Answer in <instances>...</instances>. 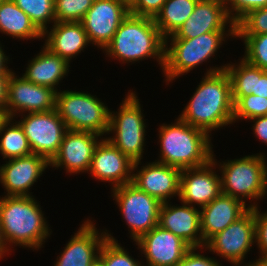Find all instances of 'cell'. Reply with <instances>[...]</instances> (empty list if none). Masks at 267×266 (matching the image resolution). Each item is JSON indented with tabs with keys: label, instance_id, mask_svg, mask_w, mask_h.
Here are the masks:
<instances>
[{
	"label": "cell",
	"instance_id": "1",
	"mask_svg": "<svg viewBox=\"0 0 267 266\" xmlns=\"http://www.w3.org/2000/svg\"><path fill=\"white\" fill-rule=\"evenodd\" d=\"M226 66L215 65L206 70L188 104L178 116L180 120L210 136L212 131L234 124L231 80L225 71Z\"/></svg>",
	"mask_w": 267,
	"mask_h": 266
},
{
	"label": "cell",
	"instance_id": "2",
	"mask_svg": "<svg viewBox=\"0 0 267 266\" xmlns=\"http://www.w3.org/2000/svg\"><path fill=\"white\" fill-rule=\"evenodd\" d=\"M40 206L34 196L0 197V224L9 250L17 245L39 250L50 237L52 230Z\"/></svg>",
	"mask_w": 267,
	"mask_h": 266
},
{
	"label": "cell",
	"instance_id": "3",
	"mask_svg": "<svg viewBox=\"0 0 267 266\" xmlns=\"http://www.w3.org/2000/svg\"><path fill=\"white\" fill-rule=\"evenodd\" d=\"M106 57L122 62L138 63L147 58L156 59L163 71L165 38L155 25L154 18L130 14L122 21L111 42L104 48Z\"/></svg>",
	"mask_w": 267,
	"mask_h": 266
},
{
	"label": "cell",
	"instance_id": "4",
	"mask_svg": "<svg viewBox=\"0 0 267 266\" xmlns=\"http://www.w3.org/2000/svg\"><path fill=\"white\" fill-rule=\"evenodd\" d=\"M159 126L160 154L155 161L184 170L204 166L212 160L213 145L207 132L179 118Z\"/></svg>",
	"mask_w": 267,
	"mask_h": 266
},
{
	"label": "cell",
	"instance_id": "5",
	"mask_svg": "<svg viewBox=\"0 0 267 266\" xmlns=\"http://www.w3.org/2000/svg\"><path fill=\"white\" fill-rule=\"evenodd\" d=\"M266 159V155L260 152L257 155H245L242 158L225 160L218 164L213 151L212 161L219 166L221 173L222 194L240 200L249 208L258 207L257 201L267 196ZM248 199L253 203L246 204Z\"/></svg>",
	"mask_w": 267,
	"mask_h": 266
},
{
	"label": "cell",
	"instance_id": "6",
	"mask_svg": "<svg viewBox=\"0 0 267 266\" xmlns=\"http://www.w3.org/2000/svg\"><path fill=\"white\" fill-rule=\"evenodd\" d=\"M235 38V31L204 33L193 39H165L163 75L166 85L214 58L226 38ZM170 45H168L169 43ZM170 46V47H169Z\"/></svg>",
	"mask_w": 267,
	"mask_h": 266
},
{
	"label": "cell",
	"instance_id": "7",
	"mask_svg": "<svg viewBox=\"0 0 267 266\" xmlns=\"http://www.w3.org/2000/svg\"><path fill=\"white\" fill-rule=\"evenodd\" d=\"M124 98L118 112L110 110L107 134L112 133L113 137L106 138L132 162L136 163L143 159L147 124L137 93L130 90Z\"/></svg>",
	"mask_w": 267,
	"mask_h": 266
},
{
	"label": "cell",
	"instance_id": "8",
	"mask_svg": "<svg viewBox=\"0 0 267 266\" xmlns=\"http://www.w3.org/2000/svg\"><path fill=\"white\" fill-rule=\"evenodd\" d=\"M56 110L69 130L88 131L100 136L108 133L110 109L96 95L60 90L56 94Z\"/></svg>",
	"mask_w": 267,
	"mask_h": 266
},
{
	"label": "cell",
	"instance_id": "9",
	"mask_svg": "<svg viewBox=\"0 0 267 266\" xmlns=\"http://www.w3.org/2000/svg\"><path fill=\"white\" fill-rule=\"evenodd\" d=\"M119 211L130 228L133 242L158 225L159 209L162 203L156 198L139 190L134 184H124L111 189Z\"/></svg>",
	"mask_w": 267,
	"mask_h": 266
},
{
	"label": "cell",
	"instance_id": "10",
	"mask_svg": "<svg viewBox=\"0 0 267 266\" xmlns=\"http://www.w3.org/2000/svg\"><path fill=\"white\" fill-rule=\"evenodd\" d=\"M255 232V208H250L238 220L211 237L202 249L226 259L233 266H247L244 259L256 243Z\"/></svg>",
	"mask_w": 267,
	"mask_h": 266
},
{
	"label": "cell",
	"instance_id": "11",
	"mask_svg": "<svg viewBox=\"0 0 267 266\" xmlns=\"http://www.w3.org/2000/svg\"><path fill=\"white\" fill-rule=\"evenodd\" d=\"M19 117L21 119L18 123L24 130L33 154L50 162L57 154L68 130L57 110L25 113Z\"/></svg>",
	"mask_w": 267,
	"mask_h": 266
},
{
	"label": "cell",
	"instance_id": "12",
	"mask_svg": "<svg viewBox=\"0 0 267 266\" xmlns=\"http://www.w3.org/2000/svg\"><path fill=\"white\" fill-rule=\"evenodd\" d=\"M56 94L53 88L34 84L13 70L7 82L5 116L17 118L18 114L56 109Z\"/></svg>",
	"mask_w": 267,
	"mask_h": 266
},
{
	"label": "cell",
	"instance_id": "13",
	"mask_svg": "<svg viewBox=\"0 0 267 266\" xmlns=\"http://www.w3.org/2000/svg\"><path fill=\"white\" fill-rule=\"evenodd\" d=\"M129 13V6L123 1L94 0L81 20L89 42L104 50Z\"/></svg>",
	"mask_w": 267,
	"mask_h": 266
},
{
	"label": "cell",
	"instance_id": "14",
	"mask_svg": "<svg viewBox=\"0 0 267 266\" xmlns=\"http://www.w3.org/2000/svg\"><path fill=\"white\" fill-rule=\"evenodd\" d=\"M103 139L88 131L67 130L57 154L50 161V168H64L66 173H88L94 151Z\"/></svg>",
	"mask_w": 267,
	"mask_h": 266
},
{
	"label": "cell",
	"instance_id": "15",
	"mask_svg": "<svg viewBox=\"0 0 267 266\" xmlns=\"http://www.w3.org/2000/svg\"><path fill=\"white\" fill-rule=\"evenodd\" d=\"M141 163L139 161L133 165L132 184L160 203L169 202L174 196L179 199L182 170L157 161L149 162L139 169Z\"/></svg>",
	"mask_w": 267,
	"mask_h": 266
},
{
	"label": "cell",
	"instance_id": "16",
	"mask_svg": "<svg viewBox=\"0 0 267 266\" xmlns=\"http://www.w3.org/2000/svg\"><path fill=\"white\" fill-rule=\"evenodd\" d=\"M135 244L146 258L144 266H176L191 248L180 237L159 225L141 236Z\"/></svg>",
	"mask_w": 267,
	"mask_h": 266
},
{
	"label": "cell",
	"instance_id": "17",
	"mask_svg": "<svg viewBox=\"0 0 267 266\" xmlns=\"http://www.w3.org/2000/svg\"><path fill=\"white\" fill-rule=\"evenodd\" d=\"M216 31H235V23L228 16L224 1L198 0L190 17L166 39H193Z\"/></svg>",
	"mask_w": 267,
	"mask_h": 266
},
{
	"label": "cell",
	"instance_id": "18",
	"mask_svg": "<svg viewBox=\"0 0 267 266\" xmlns=\"http://www.w3.org/2000/svg\"><path fill=\"white\" fill-rule=\"evenodd\" d=\"M0 166V184L5 196H33L29 190L43 176L50 162L37 154L13 158Z\"/></svg>",
	"mask_w": 267,
	"mask_h": 266
},
{
	"label": "cell",
	"instance_id": "19",
	"mask_svg": "<svg viewBox=\"0 0 267 266\" xmlns=\"http://www.w3.org/2000/svg\"><path fill=\"white\" fill-rule=\"evenodd\" d=\"M212 160L201 167L184 169L181 172L179 200L197 208L210 203L221 191V177Z\"/></svg>",
	"mask_w": 267,
	"mask_h": 266
},
{
	"label": "cell",
	"instance_id": "20",
	"mask_svg": "<svg viewBox=\"0 0 267 266\" xmlns=\"http://www.w3.org/2000/svg\"><path fill=\"white\" fill-rule=\"evenodd\" d=\"M132 162L106 137L97 145L88 171L93 178L110 182L111 189L132 182Z\"/></svg>",
	"mask_w": 267,
	"mask_h": 266
},
{
	"label": "cell",
	"instance_id": "21",
	"mask_svg": "<svg viewBox=\"0 0 267 266\" xmlns=\"http://www.w3.org/2000/svg\"><path fill=\"white\" fill-rule=\"evenodd\" d=\"M106 238V232H99L95 223L87 218L57 256L54 266H91L98 259Z\"/></svg>",
	"mask_w": 267,
	"mask_h": 266
},
{
	"label": "cell",
	"instance_id": "22",
	"mask_svg": "<svg viewBox=\"0 0 267 266\" xmlns=\"http://www.w3.org/2000/svg\"><path fill=\"white\" fill-rule=\"evenodd\" d=\"M162 203L159 209L158 225L171 231L190 247H204L201 233L200 208L181 202V206Z\"/></svg>",
	"mask_w": 267,
	"mask_h": 266
},
{
	"label": "cell",
	"instance_id": "23",
	"mask_svg": "<svg viewBox=\"0 0 267 266\" xmlns=\"http://www.w3.org/2000/svg\"><path fill=\"white\" fill-rule=\"evenodd\" d=\"M200 209L201 233L206 243L215 234L242 217L250 208L240 200L221 193Z\"/></svg>",
	"mask_w": 267,
	"mask_h": 266
},
{
	"label": "cell",
	"instance_id": "24",
	"mask_svg": "<svg viewBox=\"0 0 267 266\" xmlns=\"http://www.w3.org/2000/svg\"><path fill=\"white\" fill-rule=\"evenodd\" d=\"M51 27L43 33V45L69 64L91 45L81 22H55Z\"/></svg>",
	"mask_w": 267,
	"mask_h": 266
},
{
	"label": "cell",
	"instance_id": "25",
	"mask_svg": "<svg viewBox=\"0 0 267 266\" xmlns=\"http://www.w3.org/2000/svg\"><path fill=\"white\" fill-rule=\"evenodd\" d=\"M70 64L53 53L45 45L40 52L28 61L25 73L22 76L37 85L53 88L58 92L59 83L69 73Z\"/></svg>",
	"mask_w": 267,
	"mask_h": 266
},
{
	"label": "cell",
	"instance_id": "26",
	"mask_svg": "<svg viewBox=\"0 0 267 266\" xmlns=\"http://www.w3.org/2000/svg\"><path fill=\"white\" fill-rule=\"evenodd\" d=\"M240 58L237 64L228 63L225 67L231 80L233 103L250 94L267 98V71Z\"/></svg>",
	"mask_w": 267,
	"mask_h": 266
},
{
	"label": "cell",
	"instance_id": "27",
	"mask_svg": "<svg viewBox=\"0 0 267 266\" xmlns=\"http://www.w3.org/2000/svg\"><path fill=\"white\" fill-rule=\"evenodd\" d=\"M0 32L23 41L43 39V33L13 0H6L0 4Z\"/></svg>",
	"mask_w": 267,
	"mask_h": 266
},
{
	"label": "cell",
	"instance_id": "28",
	"mask_svg": "<svg viewBox=\"0 0 267 266\" xmlns=\"http://www.w3.org/2000/svg\"><path fill=\"white\" fill-rule=\"evenodd\" d=\"M13 120L6 116L0 119V153L4 160L33 154L23 128Z\"/></svg>",
	"mask_w": 267,
	"mask_h": 266
},
{
	"label": "cell",
	"instance_id": "29",
	"mask_svg": "<svg viewBox=\"0 0 267 266\" xmlns=\"http://www.w3.org/2000/svg\"><path fill=\"white\" fill-rule=\"evenodd\" d=\"M198 0H167L154 18L155 25L166 39L183 25L192 14Z\"/></svg>",
	"mask_w": 267,
	"mask_h": 266
},
{
	"label": "cell",
	"instance_id": "30",
	"mask_svg": "<svg viewBox=\"0 0 267 266\" xmlns=\"http://www.w3.org/2000/svg\"><path fill=\"white\" fill-rule=\"evenodd\" d=\"M27 14L35 26L44 33L55 23L54 0H13Z\"/></svg>",
	"mask_w": 267,
	"mask_h": 266
},
{
	"label": "cell",
	"instance_id": "31",
	"mask_svg": "<svg viewBox=\"0 0 267 266\" xmlns=\"http://www.w3.org/2000/svg\"><path fill=\"white\" fill-rule=\"evenodd\" d=\"M107 238L103 242L98 259L103 263L104 266H144V262L138 259H134L129 255L127 249L118 243L105 229Z\"/></svg>",
	"mask_w": 267,
	"mask_h": 266
},
{
	"label": "cell",
	"instance_id": "32",
	"mask_svg": "<svg viewBox=\"0 0 267 266\" xmlns=\"http://www.w3.org/2000/svg\"><path fill=\"white\" fill-rule=\"evenodd\" d=\"M267 33V6L249 11L235 23V38Z\"/></svg>",
	"mask_w": 267,
	"mask_h": 266
},
{
	"label": "cell",
	"instance_id": "33",
	"mask_svg": "<svg viewBox=\"0 0 267 266\" xmlns=\"http://www.w3.org/2000/svg\"><path fill=\"white\" fill-rule=\"evenodd\" d=\"M94 0H54L56 22H81Z\"/></svg>",
	"mask_w": 267,
	"mask_h": 266
},
{
	"label": "cell",
	"instance_id": "34",
	"mask_svg": "<svg viewBox=\"0 0 267 266\" xmlns=\"http://www.w3.org/2000/svg\"><path fill=\"white\" fill-rule=\"evenodd\" d=\"M267 115V98L250 94L241 97L234 104V123Z\"/></svg>",
	"mask_w": 267,
	"mask_h": 266
},
{
	"label": "cell",
	"instance_id": "35",
	"mask_svg": "<svg viewBox=\"0 0 267 266\" xmlns=\"http://www.w3.org/2000/svg\"><path fill=\"white\" fill-rule=\"evenodd\" d=\"M243 59L253 66L267 71V33L248 35L244 40Z\"/></svg>",
	"mask_w": 267,
	"mask_h": 266
},
{
	"label": "cell",
	"instance_id": "36",
	"mask_svg": "<svg viewBox=\"0 0 267 266\" xmlns=\"http://www.w3.org/2000/svg\"><path fill=\"white\" fill-rule=\"evenodd\" d=\"M230 19L236 23L251 10L267 6V0H223Z\"/></svg>",
	"mask_w": 267,
	"mask_h": 266
},
{
	"label": "cell",
	"instance_id": "37",
	"mask_svg": "<svg viewBox=\"0 0 267 266\" xmlns=\"http://www.w3.org/2000/svg\"><path fill=\"white\" fill-rule=\"evenodd\" d=\"M166 1L167 0H133L129 5V12L136 16L155 18Z\"/></svg>",
	"mask_w": 267,
	"mask_h": 266
},
{
	"label": "cell",
	"instance_id": "38",
	"mask_svg": "<svg viewBox=\"0 0 267 266\" xmlns=\"http://www.w3.org/2000/svg\"><path fill=\"white\" fill-rule=\"evenodd\" d=\"M260 210V211H259ZM261 212L260 207L255 208V220H256V244L260 250L259 257H267V211Z\"/></svg>",
	"mask_w": 267,
	"mask_h": 266
},
{
	"label": "cell",
	"instance_id": "39",
	"mask_svg": "<svg viewBox=\"0 0 267 266\" xmlns=\"http://www.w3.org/2000/svg\"><path fill=\"white\" fill-rule=\"evenodd\" d=\"M197 249L201 251L202 247H191L185 254L183 260L176 266H222V263H219L217 259L208 257V255L205 256Z\"/></svg>",
	"mask_w": 267,
	"mask_h": 266
},
{
	"label": "cell",
	"instance_id": "40",
	"mask_svg": "<svg viewBox=\"0 0 267 266\" xmlns=\"http://www.w3.org/2000/svg\"><path fill=\"white\" fill-rule=\"evenodd\" d=\"M254 123L252 128L255 136L267 145V115L250 119Z\"/></svg>",
	"mask_w": 267,
	"mask_h": 266
},
{
	"label": "cell",
	"instance_id": "41",
	"mask_svg": "<svg viewBox=\"0 0 267 266\" xmlns=\"http://www.w3.org/2000/svg\"><path fill=\"white\" fill-rule=\"evenodd\" d=\"M10 75H0V115L5 116L7 103V82Z\"/></svg>",
	"mask_w": 267,
	"mask_h": 266
},
{
	"label": "cell",
	"instance_id": "42",
	"mask_svg": "<svg viewBox=\"0 0 267 266\" xmlns=\"http://www.w3.org/2000/svg\"><path fill=\"white\" fill-rule=\"evenodd\" d=\"M4 48L0 42V75H10L13 70L9 69L7 64L10 62V57L7 56L2 49ZM9 61V62H8Z\"/></svg>",
	"mask_w": 267,
	"mask_h": 266
},
{
	"label": "cell",
	"instance_id": "43",
	"mask_svg": "<svg viewBox=\"0 0 267 266\" xmlns=\"http://www.w3.org/2000/svg\"><path fill=\"white\" fill-rule=\"evenodd\" d=\"M11 250H9L3 235H2V229H1V224H0V260L3 259L6 254L8 255Z\"/></svg>",
	"mask_w": 267,
	"mask_h": 266
},
{
	"label": "cell",
	"instance_id": "44",
	"mask_svg": "<svg viewBox=\"0 0 267 266\" xmlns=\"http://www.w3.org/2000/svg\"><path fill=\"white\" fill-rule=\"evenodd\" d=\"M247 266H267V257H259L253 261L249 260Z\"/></svg>",
	"mask_w": 267,
	"mask_h": 266
},
{
	"label": "cell",
	"instance_id": "45",
	"mask_svg": "<svg viewBox=\"0 0 267 266\" xmlns=\"http://www.w3.org/2000/svg\"><path fill=\"white\" fill-rule=\"evenodd\" d=\"M91 266H104V265L99 259H97Z\"/></svg>",
	"mask_w": 267,
	"mask_h": 266
},
{
	"label": "cell",
	"instance_id": "46",
	"mask_svg": "<svg viewBox=\"0 0 267 266\" xmlns=\"http://www.w3.org/2000/svg\"><path fill=\"white\" fill-rule=\"evenodd\" d=\"M126 3L128 6L133 2V0H120Z\"/></svg>",
	"mask_w": 267,
	"mask_h": 266
}]
</instances>
